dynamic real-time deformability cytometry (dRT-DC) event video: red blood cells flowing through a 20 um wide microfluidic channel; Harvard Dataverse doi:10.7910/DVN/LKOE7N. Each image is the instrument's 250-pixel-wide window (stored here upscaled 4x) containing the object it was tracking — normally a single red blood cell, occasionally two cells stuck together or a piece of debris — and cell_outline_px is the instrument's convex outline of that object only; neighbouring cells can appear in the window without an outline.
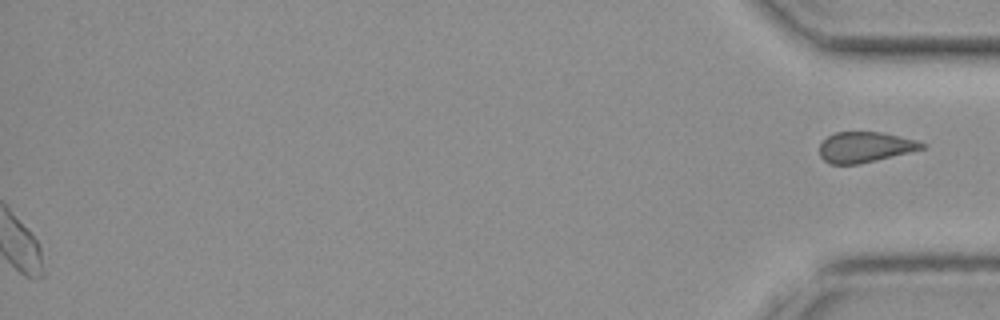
{"species": "common noctule bat (a hibernating species)", "species_latin": "Nyctalus noctula", "temperature_condition": "cold", "stored_images_in_passage": 41, "segment_of_instrument_passage": [2, 2], "camera_frame_rate_fps": 3000, "um_per_image_px": 0.085, "animal": {"sex": "female", "body_mass_g": 19.3, "forearm_length_mm": 54.1}, "frame": {"image": 1, "passage_image": 41, "time_ms": 13.333, "image_size_px": [1000, 320], "cell_outline_px": [[928, 144], [924, 148], [876, 160], [856, 164], [832, 164], [824, 160], [820, 156], [820, 144], [828, 136], [836, 132], [880, 132], [916, 140]], "centroid_in_image_um": [73.52, 12.5], "position_along_channel_um": 361.7, "area_um2": 17.92}}